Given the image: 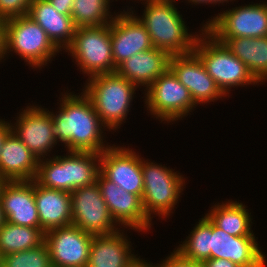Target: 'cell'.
Returning <instances> with one entry per match:
<instances>
[{
	"label": "cell",
	"mask_w": 267,
	"mask_h": 267,
	"mask_svg": "<svg viewBox=\"0 0 267 267\" xmlns=\"http://www.w3.org/2000/svg\"><path fill=\"white\" fill-rule=\"evenodd\" d=\"M4 36H5V20L0 19V63L4 62L6 60ZM2 60H4V61H2Z\"/></svg>",
	"instance_id": "obj_36"
},
{
	"label": "cell",
	"mask_w": 267,
	"mask_h": 267,
	"mask_svg": "<svg viewBox=\"0 0 267 267\" xmlns=\"http://www.w3.org/2000/svg\"><path fill=\"white\" fill-rule=\"evenodd\" d=\"M33 0H0V19L28 15L30 4Z\"/></svg>",
	"instance_id": "obj_31"
},
{
	"label": "cell",
	"mask_w": 267,
	"mask_h": 267,
	"mask_svg": "<svg viewBox=\"0 0 267 267\" xmlns=\"http://www.w3.org/2000/svg\"><path fill=\"white\" fill-rule=\"evenodd\" d=\"M101 153L67 151L38 161L34 181L45 188L72 192L97 182Z\"/></svg>",
	"instance_id": "obj_3"
},
{
	"label": "cell",
	"mask_w": 267,
	"mask_h": 267,
	"mask_svg": "<svg viewBox=\"0 0 267 267\" xmlns=\"http://www.w3.org/2000/svg\"><path fill=\"white\" fill-rule=\"evenodd\" d=\"M45 242L40 227H26L5 222L0 227V255L36 248Z\"/></svg>",
	"instance_id": "obj_27"
},
{
	"label": "cell",
	"mask_w": 267,
	"mask_h": 267,
	"mask_svg": "<svg viewBox=\"0 0 267 267\" xmlns=\"http://www.w3.org/2000/svg\"><path fill=\"white\" fill-rule=\"evenodd\" d=\"M72 225L92 235H106L120 228L112 219L97 182L70 193Z\"/></svg>",
	"instance_id": "obj_11"
},
{
	"label": "cell",
	"mask_w": 267,
	"mask_h": 267,
	"mask_svg": "<svg viewBox=\"0 0 267 267\" xmlns=\"http://www.w3.org/2000/svg\"><path fill=\"white\" fill-rule=\"evenodd\" d=\"M38 161L39 159L11 131L1 147L0 177L4 181L34 180Z\"/></svg>",
	"instance_id": "obj_22"
},
{
	"label": "cell",
	"mask_w": 267,
	"mask_h": 267,
	"mask_svg": "<svg viewBox=\"0 0 267 267\" xmlns=\"http://www.w3.org/2000/svg\"><path fill=\"white\" fill-rule=\"evenodd\" d=\"M207 19L205 30L213 37L267 36V2L236 5Z\"/></svg>",
	"instance_id": "obj_10"
},
{
	"label": "cell",
	"mask_w": 267,
	"mask_h": 267,
	"mask_svg": "<svg viewBox=\"0 0 267 267\" xmlns=\"http://www.w3.org/2000/svg\"><path fill=\"white\" fill-rule=\"evenodd\" d=\"M129 267H158L157 264H153L151 261L145 260V258H138L135 259V261L129 266Z\"/></svg>",
	"instance_id": "obj_37"
},
{
	"label": "cell",
	"mask_w": 267,
	"mask_h": 267,
	"mask_svg": "<svg viewBox=\"0 0 267 267\" xmlns=\"http://www.w3.org/2000/svg\"><path fill=\"white\" fill-rule=\"evenodd\" d=\"M6 222V218L2 209V204L0 201V227Z\"/></svg>",
	"instance_id": "obj_39"
},
{
	"label": "cell",
	"mask_w": 267,
	"mask_h": 267,
	"mask_svg": "<svg viewBox=\"0 0 267 267\" xmlns=\"http://www.w3.org/2000/svg\"><path fill=\"white\" fill-rule=\"evenodd\" d=\"M100 173L123 190L142 199V156L135 149L112 144L101 153Z\"/></svg>",
	"instance_id": "obj_13"
},
{
	"label": "cell",
	"mask_w": 267,
	"mask_h": 267,
	"mask_svg": "<svg viewBox=\"0 0 267 267\" xmlns=\"http://www.w3.org/2000/svg\"><path fill=\"white\" fill-rule=\"evenodd\" d=\"M81 91L90 99L101 122L116 132L126 122L138 87L115 73L87 78Z\"/></svg>",
	"instance_id": "obj_4"
},
{
	"label": "cell",
	"mask_w": 267,
	"mask_h": 267,
	"mask_svg": "<svg viewBox=\"0 0 267 267\" xmlns=\"http://www.w3.org/2000/svg\"><path fill=\"white\" fill-rule=\"evenodd\" d=\"M255 237L231 236L210 221V259L230 260L240 267H265L266 254Z\"/></svg>",
	"instance_id": "obj_17"
},
{
	"label": "cell",
	"mask_w": 267,
	"mask_h": 267,
	"mask_svg": "<svg viewBox=\"0 0 267 267\" xmlns=\"http://www.w3.org/2000/svg\"><path fill=\"white\" fill-rule=\"evenodd\" d=\"M185 2H188V3H191V5H195V6H198V5H200L201 6V4L202 5H214L215 4V6L217 5L213 0H185Z\"/></svg>",
	"instance_id": "obj_38"
},
{
	"label": "cell",
	"mask_w": 267,
	"mask_h": 267,
	"mask_svg": "<svg viewBox=\"0 0 267 267\" xmlns=\"http://www.w3.org/2000/svg\"><path fill=\"white\" fill-rule=\"evenodd\" d=\"M97 184L112 219L120 228H129L138 233H147L152 229L154 224L144 212L142 199L138 195L128 193L101 173L97 177Z\"/></svg>",
	"instance_id": "obj_14"
},
{
	"label": "cell",
	"mask_w": 267,
	"mask_h": 267,
	"mask_svg": "<svg viewBox=\"0 0 267 267\" xmlns=\"http://www.w3.org/2000/svg\"><path fill=\"white\" fill-rule=\"evenodd\" d=\"M3 182H4V180L0 177V187H1Z\"/></svg>",
	"instance_id": "obj_42"
},
{
	"label": "cell",
	"mask_w": 267,
	"mask_h": 267,
	"mask_svg": "<svg viewBox=\"0 0 267 267\" xmlns=\"http://www.w3.org/2000/svg\"><path fill=\"white\" fill-rule=\"evenodd\" d=\"M127 231L120 228L111 234L94 235L86 267H129L139 256L134 253Z\"/></svg>",
	"instance_id": "obj_20"
},
{
	"label": "cell",
	"mask_w": 267,
	"mask_h": 267,
	"mask_svg": "<svg viewBox=\"0 0 267 267\" xmlns=\"http://www.w3.org/2000/svg\"><path fill=\"white\" fill-rule=\"evenodd\" d=\"M28 15L44 29L61 52L71 45L76 29L71 15L59 13L48 0H33Z\"/></svg>",
	"instance_id": "obj_24"
},
{
	"label": "cell",
	"mask_w": 267,
	"mask_h": 267,
	"mask_svg": "<svg viewBox=\"0 0 267 267\" xmlns=\"http://www.w3.org/2000/svg\"><path fill=\"white\" fill-rule=\"evenodd\" d=\"M51 5L59 12L65 15H72L74 0H48Z\"/></svg>",
	"instance_id": "obj_33"
},
{
	"label": "cell",
	"mask_w": 267,
	"mask_h": 267,
	"mask_svg": "<svg viewBox=\"0 0 267 267\" xmlns=\"http://www.w3.org/2000/svg\"><path fill=\"white\" fill-rule=\"evenodd\" d=\"M139 1V0H137ZM142 1V2H141ZM144 1V2H143ZM144 5L141 16L133 6H126L148 31L153 47L167 51L170 55L193 52L197 37L205 29L202 24L198 32L189 31L174 0H140ZM133 9V10H132Z\"/></svg>",
	"instance_id": "obj_2"
},
{
	"label": "cell",
	"mask_w": 267,
	"mask_h": 267,
	"mask_svg": "<svg viewBox=\"0 0 267 267\" xmlns=\"http://www.w3.org/2000/svg\"><path fill=\"white\" fill-rule=\"evenodd\" d=\"M34 197L40 228L45 233L72 224L70 192L48 189L34 181Z\"/></svg>",
	"instance_id": "obj_23"
},
{
	"label": "cell",
	"mask_w": 267,
	"mask_h": 267,
	"mask_svg": "<svg viewBox=\"0 0 267 267\" xmlns=\"http://www.w3.org/2000/svg\"><path fill=\"white\" fill-rule=\"evenodd\" d=\"M10 123L11 120L5 121L4 119L0 118V152L5 137L12 131Z\"/></svg>",
	"instance_id": "obj_35"
},
{
	"label": "cell",
	"mask_w": 267,
	"mask_h": 267,
	"mask_svg": "<svg viewBox=\"0 0 267 267\" xmlns=\"http://www.w3.org/2000/svg\"><path fill=\"white\" fill-rule=\"evenodd\" d=\"M191 267H207L204 262L191 261Z\"/></svg>",
	"instance_id": "obj_41"
},
{
	"label": "cell",
	"mask_w": 267,
	"mask_h": 267,
	"mask_svg": "<svg viewBox=\"0 0 267 267\" xmlns=\"http://www.w3.org/2000/svg\"><path fill=\"white\" fill-rule=\"evenodd\" d=\"M1 267H52L48 246H40L25 251L2 256Z\"/></svg>",
	"instance_id": "obj_30"
},
{
	"label": "cell",
	"mask_w": 267,
	"mask_h": 267,
	"mask_svg": "<svg viewBox=\"0 0 267 267\" xmlns=\"http://www.w3.org/2000/svg\"><path fill=\"white\" fill-rule=\"evenodd\" d=\"M93 236L72 224L47 231L52 267H86Z\"/></svg>",
	"instance_id": "obj_15"
},
{
	"label": "cell",
	"mask_w": 267,
	"mask_h": 267,
	"mask_svg": "<svg viewBox=\"0 0 267 267\" xmlns=\"http://www.w3.org/2000/svg\"><path fill=\"white\" fill-rule=\"evenodd\" d=\"M114 0H74L72 21L76 28L110 24L117 12L110 11Z\"/></svg>",
	"instance_id": "obj_28"
},
{
	"label": "cell",
	"mask_w": 267,
	"mask_h": 267,
	"mask_svg": "<svg viewBox=\"0 0 267 267\" xmlns=\"http://www.w3.org/2000/svg\"><path fill=\"white\" fill-rule=\"evenodd\" d=\"M4 45L5 57L12 56L14 52L26 65L38 70L48 66L61 53L44 29L29 15L5 20Z\"/></svg>",
	"instance_id": "obj_7"
},
{
	"label": "cell",
	"mask_w": 267,
	"mask_h": 267,
	"mask_svg": "<svg viewBox=\"0 0 267 267\" xmlns=\"http://www.w3.org/2000/svg\"><path fill=\"white\" fill-rule=\"evenodd\" d=\"M0 201L6 221L26 227H40L34 197V180L4 181L0 187Z\"/></svg>",
	"instance_id": "obj_19"
},
{
	"label": "cell",
	"mask_w": 267,
	"mask_h": 267,
	"mask_svg": "<svg viewBox=\"0 0 267 267\" xmlns=\"http://www.w3.org/2000/svg\"><path fill=\"white\" fill-rule=\"evenodd\" d=\"M216 4H218V6L220 5V3L224 6L225 5V3L227 4H229V2H232L233 1V3H234V1L236 2V0H213Z\"/></svg>",
	"instance_id": "obj_40"
},
{
	"label": "cell",
	"mask_w": 267,
	"mask_h": 267,
	"mask_svg": "<svg viewBox=\"0 0 267 267\" xmlns=\"http://www.w3.org/2000/svg\"><path fill=\"white\" fill-rule=\"evenodd\" d=\"M174 170L142 157V205L151 221L156 216L163 220L169 219L174 214V208H177L175 206L179 204V197L183 195L187 179L179 171Z\"/></svg>",
	"instance_id": "obj_5"
},
{
	"label": "cell",
	"mask_w": 267,
	"mask_h": 267,
	"mask_svg": "<svg viewBox=\"0 0 267 267\" xmlns=\"http://www.w3.org/2000/svg\"><path fill=\"white\" fill-rule=\"evenodd\" d=\"M239 58L260 84L267 81V36L214 37Z\"/></svg>",
	"instance_id": "obj_25"
},
{
	"label": "cell",
	"mask_w": 267,
	"mask_h": 267,
	"mask_svg": "<svg viewBox=\"0 0 267 267\" xmlns=\"http://www.w3.org/2000/svg\"><path fill=\"white\" fill-rule=\"evenodd\" d=\"M1 261H2V256L0 255V267H1Z\"/></svg>",
	"instance_id": "obj_43"
},
{
	"label": "cell",
	"mask_w": 267,
	"mask_h": 267,
	"mask_svg": "<svg viewBox=\"0 0 267 267\" xmlns=\"http://www.w3.org/2000/svg\"><path fill=\"white\" fill-rule=\"evenodd\" d=\"M169 69L188 90L198 106L226 99L216 85L198 55L193 51L188 54L171 55Z\"/></svg>",
	"instance_id": "obj_16"
},
{
	"label": "cell",
	"mask_w": 267,
	"mask_h": 267,
	"mask_svg": "<svg viewBox=\"0 0 267 267\" xmlns=\"http://www.w3.org/2000/svg\"><path fill=\"white\" fill-rule=\"evenodd\" d=\"M193 51L226 98H229L232 87L261 85L247 66L205 29L197 37Z\"/></svg>",
	"instance_id": "obj_6"
},
{
	"label": "cell",
	"mask_w": 267,
	"mask_h": 267,
	"mask_svg": "<svg viewBox=\"0 0 267 267\" xmlns=\"http://www.w3.org/2000/svg\"><path fill=\"white\" fill-rule=\"evenodd\" d=\"M158 267H191V260L184 258L177 250L170 252V255L160 263H156Z\"/></svg>",
	"instance_id": "obj_32"
},
{
	"label": "cell",
	"mask_w": 267,
	"mask_h": 267,
	"mask_svg": "<svg viewBox=\"0 0 267 267\" xmlns=\"http://www.w3.org/2000/svg\"><path fill=\"white\" fill-rule=\"evenodd\" d=\"M171 55L162 49L151 48L136 53L122 62L116 73L146 90L160 75L169 69ZM145 87V88H144Z\"/></svg>",
	"instance_id": "obj_21"
},
{
	"label": "cell",
	"mask_w": 267,
	"mask_h": 267,
	"mask_svg": "<svg viewBox=\"0 0 267 267\" xmlns=\"http://www.w3.org/2000/svg\"><path fill=\"white\" fill-rule=\"evenodd\" d=\"M21 110L10 123L12 132L37 159L50 157L57 142L49 109L32 103Z\"/></svg>",
	"instance_id": "obj_12"
},
{
	"label": "cell",
	"mask_w": 267,
	"mask_h": 267,
	"mask_svg": "<svg viewBox=\"0 0 267 267\" xmlns=\"http://www.w3.org/2000/svg\"><path fill=\"white\" fill-rule=\"evenodd\" d=\"M204 263L207 267H240L230 260L220 258L208 259Z\"/></svg>",
	"instance_id": "obj_34"
},
{
	"label": "cell",
	"mask_w": 267,
	"mask_h": 267,
	"mask_svg": "<svg viewBox=\"0 0 267 267\" xmlns=\"http://www.w3.org/2000/svg\"><path fill=\"white\" fill-rule=\"evenodd\" d=\"M144 104L151 117L160 123H176L196 109L189 90L168 69L160 75L144 92ZM191 112V113H190Z\"/></svg>",
	"instance_id": "obj_9"
},
{
	"label": "cell",
	"mask_w": 267,
	"mask_h": 267,
	"mask_svg": "<svg viewBox=\"0 0 267 267\" xmlns=\"http://www.w3.org/2000/svg\"><path fill=\"white\" fill-rule=\"evenodd\" d=\"M65 51L87 78L116 72L110 24L76 28L73 41Z\"/></svg>",
	"instance_id": "obj_8"
},
{
	"label": "cell",
	"mask_w": 267,
	"mask_h": 267,
	"mask_svg": "<svg viewBox=\"0 0 267 267\" xmlns=\"http://www.w3.org/2000/svg\"><path fill=\"white\" fill-rule=\"evenodd\" d=\"M198 221L189 236L175 250L186 259L204 262L210 259V220L204 215Z\"/></svg>",
	"instance_id": "obj_29"
},
{
	"label": "cell",
	"mask_w": 267,
	"mask_h": 267,
	"mask_svg": "<svg viewBox=\"0 0 267 267\" xmlns=\"http://www.w3.org/2000/svg\"><path fill=\"white\" fill-rule=\"evenodd\" d=\"M205 216L218 228L231 236H255L253 217L247 206L236 200L222 201L211 205ZM250 212V213H249Z\"/></svg>",
	"instance_id": "obj_26"
},
{
	"label": "cell",
	"mask_w": 267,
	"mask_h": 267,
	"mask_svg": "<svg viewBox=\"0 0 267 267\" xmlns=\"http://www.w3.org/2000/svg\"><path fill=\"white\" fill-rule=\"evenodd\" d=\"M110 31L116 68L132 55L153 48L148 31L128 8L117 12L110 23Z\"/></svg>",
	"instance_id": "obj_18"
},
{
	"label": "cell",
	"mask_w": 267,
	"mask_h": 267,
	"mask_svg": "<svg viewBox=\"0 0 267 267\" xmlns=\"http://www.w3.org/2000/svg\"><path fill=\"white\" fill-rule=\"evenodd\" d=\"M63 91L56 112L50 111L56 142L58 145L63 143L66 151L102 153L112 144L105 139L109 130L101 122L92 102L83 91L77 95L74 91Z\"/></svg>",
	"instance_id": "obj_1"
}]
</instances>
